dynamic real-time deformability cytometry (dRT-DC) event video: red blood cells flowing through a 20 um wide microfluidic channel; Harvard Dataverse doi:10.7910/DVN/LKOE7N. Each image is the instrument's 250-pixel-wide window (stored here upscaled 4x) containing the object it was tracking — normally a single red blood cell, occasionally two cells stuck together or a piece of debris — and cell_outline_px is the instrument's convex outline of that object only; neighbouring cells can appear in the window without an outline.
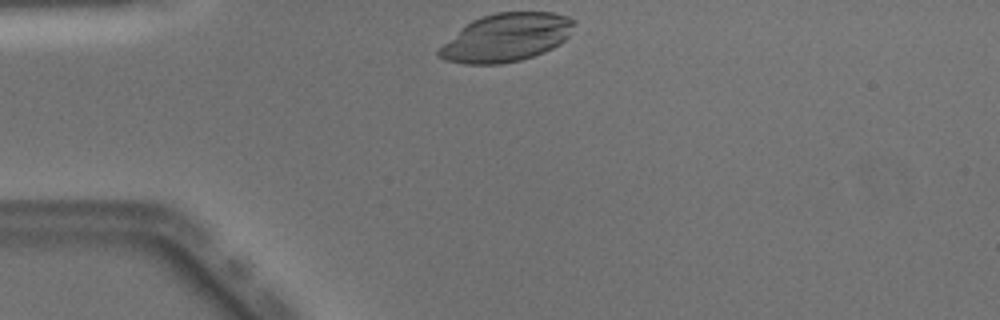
{"species": "Egyptian fruit bat (a non-hibernating species)", "species_latin": "Rousettus aegyptiacus", "temperature_condition": "warm", "stored_images_in_passage": 38, "camera_frame_rate_fps": 3000, "um_per_image_px": 0.085, "animal": {"sex": "male"}, "frame": {"image": 1, "passage_image": 1, "time_ms": 0.0, "image_size_px": [1000, 320], "cell_outline_px": [[576, 20], [568, 36], [560, 44], [544, 52], [520, 60], [500, 64], [464, 64], [444, 60], [436, 56], [436, 52], [460, 28], [472, 20], [496, 12], [552, 12], [568, 16]], "centroid_in_image_um": [43.03, 3.19], "position_along_channel_um": 42.0, "area_um2": 37.8}}
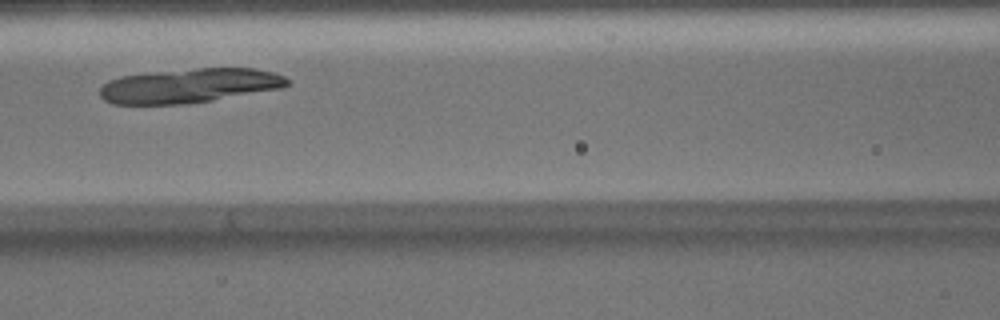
{"frame": {"image": 2, "passage_image": 11, "time_ms": 3.333, "image_size_px": [1000, 320], "cell_outline_px": [[292, 84], [280, 88], [212, 100], [188, 104], [112, 104], [104, 100], [100, 96], [100, 88], [108, 80], [124, 76], [156, 72], [196, 68], [256, 68], [272, 72], [284, 76], [292, 80]], "centroid_in_image_um": [16.13, 7.28], "position_along_channel_um": 150.5, "area_um2": 37.45}}